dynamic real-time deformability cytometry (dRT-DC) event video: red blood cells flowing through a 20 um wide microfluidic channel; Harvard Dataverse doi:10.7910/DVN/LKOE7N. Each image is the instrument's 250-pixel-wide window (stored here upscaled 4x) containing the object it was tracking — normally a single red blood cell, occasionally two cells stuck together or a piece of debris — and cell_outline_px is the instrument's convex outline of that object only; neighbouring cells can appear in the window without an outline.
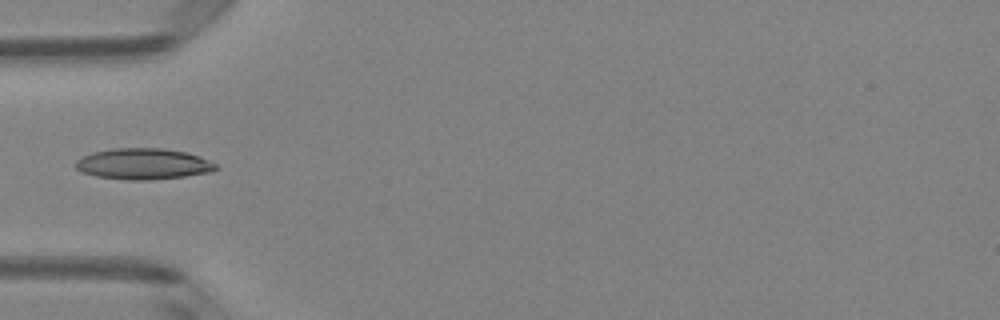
{"species": "Egyptian fruit bat (a non-hibernating species)", "species_latin": "Rousettus aegyptiacus", "temperature_condition": "room temperature", "stored_images_in_passage": 6, "camera_frame_rate_fps": 3000, "um_per_image_px": 0.085, "animal": {"sex": "female"}, "frame": {"image": 1, "passage_image": 6, "time_ms": 1.667, "image_size_px": [1000, 320], "cell_outline_px": [[220, 168], [212, 172], [184, 176], [152, 180], [128, 180], [96, 176], [80, 172], [76, 168], [76, 160], [80, 156], [92, 152], [112, 148], [164, 148], [188, 152], [208, 160], [216, 164]], "centroid_in_image_um": [12.17, 13.93], "position_along_channel_um": 72.8, "area_um2": 25.66}}